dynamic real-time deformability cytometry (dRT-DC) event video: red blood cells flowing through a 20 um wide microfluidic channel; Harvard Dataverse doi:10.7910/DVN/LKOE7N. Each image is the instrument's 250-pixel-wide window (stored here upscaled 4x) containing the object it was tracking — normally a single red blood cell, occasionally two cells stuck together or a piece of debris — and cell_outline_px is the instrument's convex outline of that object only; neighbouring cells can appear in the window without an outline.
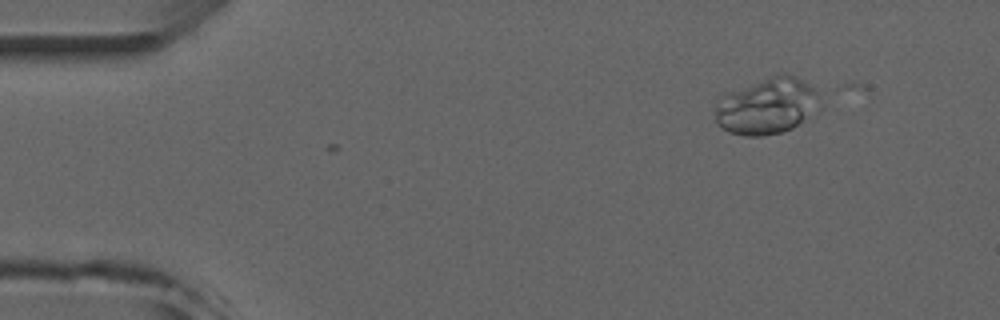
{"species": "common noctule bat (a hibernating species)", "species_latin": "Nyctalus noctula", "temperature_condition": "room temperature", "stored_images_in_passage": 3, "camera_frame_rate_fps": 3000, "um_per_image_px": 0.085, "animal": {"sex": "male", "forearm_length_mm": 52.5}, "frame": {"image": 1, "passage_image": 1, "time_ms": 0.0, "image_size_px": [1000, 320], "cell_outline_px": [[820, 112], [792, 128], [780, 132], [764, 136], [744, 136], [728, 132], [716, 124], [716, 104], [724, 92], [784, 72], [808, 84], [816, 92], [820, 104]], "centroid_in_image_um": [65.19, 9.03], "position_along_channel_um": 19.8, "area_um2": 34.62}}
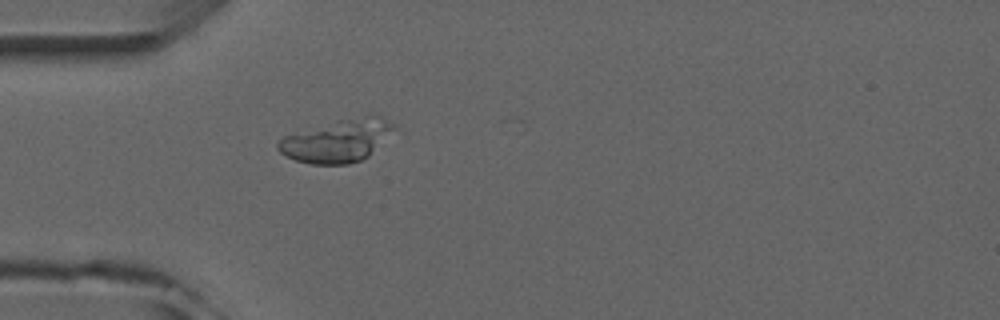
{"frame": {"image": 2, "passage_image": 3, "time_ms": 3.0, "image_size_px": [1000, 320], "cell_outline_px": [[396, 128], [368, 156], [360, 160], [348, 164], [312, 164], [296, 160], [280, 152], [276, 148], [276, 144], [284, 136], [296, 128], [368, 112], [372, 112], [380, 116], [392, 124]], "centroid_in_image_um": [28.62, 11.88], "position_along_channel_um": 56.4, "area_um2": 29.82}}